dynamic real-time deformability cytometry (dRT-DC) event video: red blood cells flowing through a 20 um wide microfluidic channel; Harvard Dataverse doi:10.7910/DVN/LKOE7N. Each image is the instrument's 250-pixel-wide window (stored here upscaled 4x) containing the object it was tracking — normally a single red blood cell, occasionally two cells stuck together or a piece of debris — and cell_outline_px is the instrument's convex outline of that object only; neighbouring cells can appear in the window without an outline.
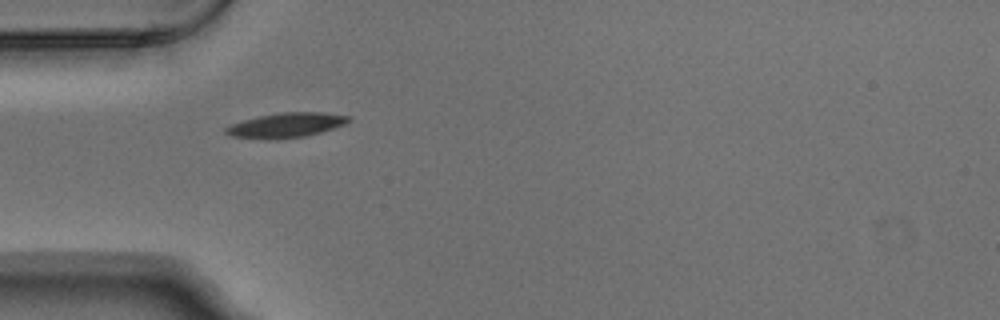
{"species": "Egyptian fruit bat (a non-hibernating species)", "species_latin": "Rousettus aegyptiacus", "temperature_condition": "warm", "stored_images_in_passage": 6, "camera_frame_rate_fps": 3000, "um_per_image_px": 0.085, "animal": {"sex": "male"}, "frame": {"image": 1, "passage_image": 1, "time_ms": 0.0, "image_size_px": [1000, 320], "cell_outline_px": [[352, 120], [344, 124], [320, 132], [304, 136], [276, 140], [232, 136], [224, 132], [224, 128], [232, 124], [244, 120], [260, 116], [280, 112], [324, 112], [352, 116]], "centroid_in_image_um": [24.35, 10.63], "position_along_channel_um": 60.7, "area_um2": 17.63}}
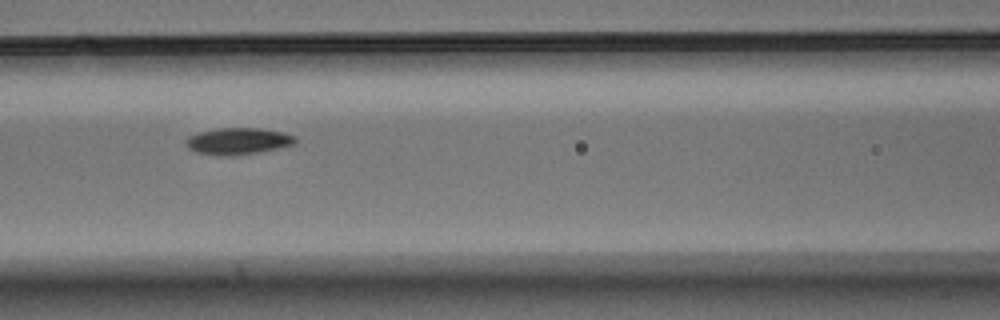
{"frame": {"image": 2, "passage_image": 3, "time_ms": 0.667, "image_size_px": [1000, 320], "cell_outline_px": [[296, 144], [256, 152], [232, 156], [216, 156], [196, 152], [188, 148], [184, 144], [184, 140], [188, 136], [200, 132], [216, 128], [260, 128], [284, 132], [296, 136]], "centroid_in_image_um": [20.2, 11.99], "position_along_channel_um": 146.4, "area_um2": 17.17}}
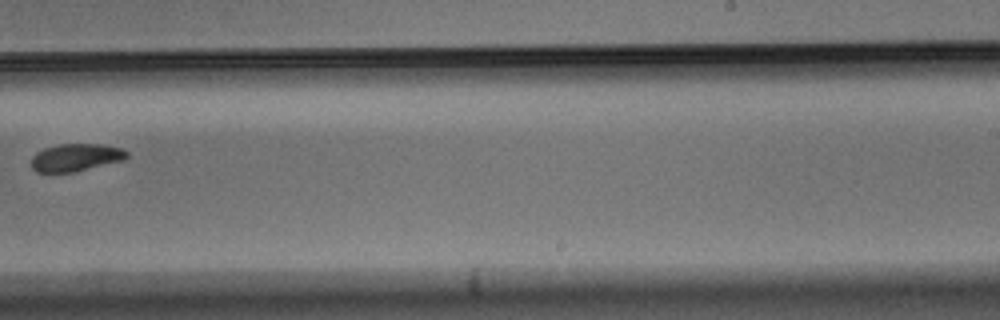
{"frame": {"image": 3, "passage_image": 6, "time_ms": 1.667, "image_size_px": [1000, 320], "cell_outline_px": [[128, 156], [124, 160], [76, 172], [36, 172], [32, 168], [32, 156], [36, 152], [44, 148], [60, 144], [100, 144], [120, 148], [128, 152]], "centroid_in_image_um": [6.44, 13.39], "position_along_channel_um": 282.6, "area_um2": 15.37}}